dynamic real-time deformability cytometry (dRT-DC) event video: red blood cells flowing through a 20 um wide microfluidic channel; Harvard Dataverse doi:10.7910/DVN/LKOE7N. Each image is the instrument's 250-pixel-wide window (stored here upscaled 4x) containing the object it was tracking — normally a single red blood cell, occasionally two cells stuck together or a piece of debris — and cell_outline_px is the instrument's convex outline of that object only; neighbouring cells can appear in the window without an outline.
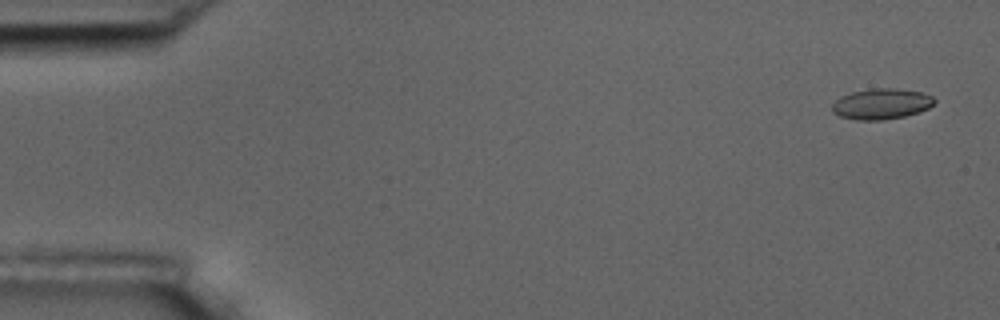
{"species": "common noctule bat (a hibernating species)", "species_latin": "Nyctalus noctula", "temperature_condition": "room temperature", "stored_images_in_passage": 4, "camera_frame_rate_fps": 3000, "um_per_image_px": 0.085, "animal": {"sex": "male", "body_mass_g": 17.5, "forearm_length_mm": 52.3}, "frame": {"image": 1, "passage_image": 1, "time_ms": 0.0, "image_size_px": [1000, 320], "cell_outline_px": [[936, 100], [928, 108], [904, 116], [884, 120], [856, 120], [840, 116], [832, 112], [832, 104], [840, 96], [852, 92], [872, 88], [896, 88], [920, 92], [932, 96]], "centroid_in_image_um": [74.88, 8.83], "position_along_channel_um": 10.1, "area_um2": 18.21}}
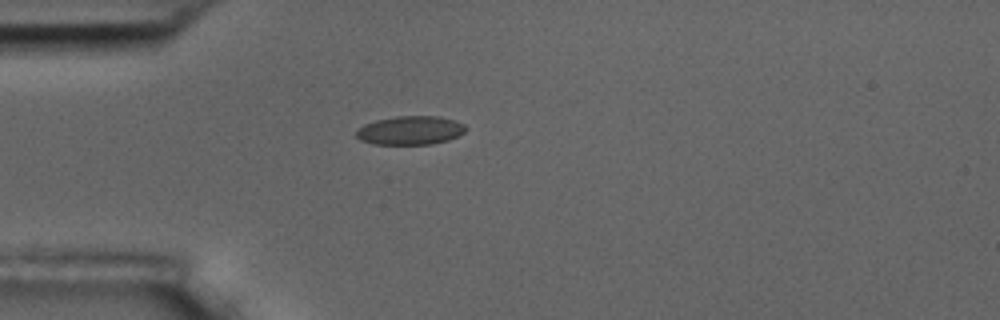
{"frame": {"image": 2, "passage_image": 4, "time_ms": 4.333, "image_size_px": [1000, 320], "cell_outline_px": [[468, 128], [464, 132], [448, 140], [432, 144], [372, 144], [360, 140], [356, 136], [356, 132], [364, 124], [376, 120], [396, 116], [440, 116], [464, 124]], "centroid_in_image_um": [34.87, 11.08], "position_along_channel_um": 50.1, "area_um2": 18.26}}